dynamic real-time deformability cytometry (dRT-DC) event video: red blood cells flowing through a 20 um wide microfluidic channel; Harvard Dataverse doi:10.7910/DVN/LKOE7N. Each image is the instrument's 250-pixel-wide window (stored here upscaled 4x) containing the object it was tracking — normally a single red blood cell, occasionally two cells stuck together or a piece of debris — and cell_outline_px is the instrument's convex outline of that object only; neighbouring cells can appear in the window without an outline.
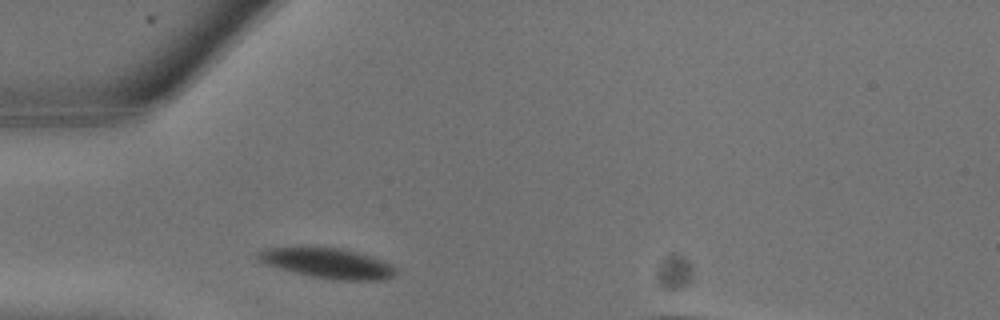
{"species": "common noctule bat (a hibernating species)", "species_latin": "Nyctalus noctula", "temperature_condition": "warm", "stored_images_in_passage": 13, "camera_frame_rate_fps": 3000, "um_per_image_px": 0.085, "animal": {"sex": "male", "body_mass_g": 13.3}, "frame": {"image": 1, "passage_image": 1, "time_ms": 0.0, "image_size_px": [1000, 320], "cell_outline_px": [[400, 272], [396, 276], [384, 280], [332, 280], [312, 276], [264, 264], [256, 260], [256, 252], [268, 248], [340, 248], [356, 252], [384, 260], [396, 264], [400, 268]], "centroid_in_image_um": [27.98, 22.39], "position_along_channel_um": 57.0, "area_um2": 24.39}}
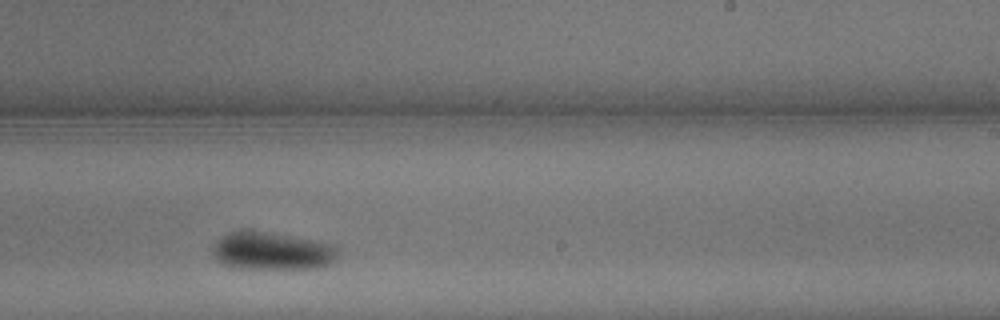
{"frame": {"image": 2, "passage_image": 9, "time_ms": 2.667, "image_size_px": [1000, 320], "cell_outline_px": [[336, 256], [328, 264], [320, 268], [248, 268], [224, 264], [212, 252], [212, 244], [220, 236], [228, 232], [264, 232], [292, 236], [336, 244]], "centroid_in_image_um": [23.13, 21.33], "position_along_channel_um": 265.9, "area_um2": 26.93}}
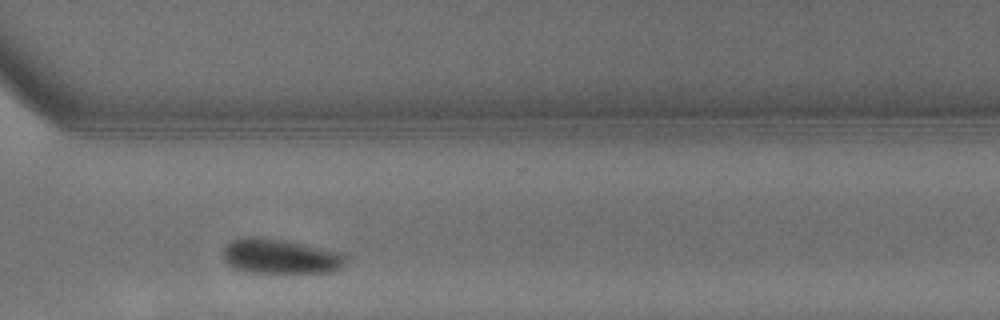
{"frame": {"image": 3, "passage_image": 12, "time_ms": 3.667, "image_size_px": [1000, 320], "cell_outline_px": [[344, 264], [340, 268], [332, 272], [252, 272], [236, 268], [228, 264], [224, 260], [224, 248], [232, 240], [248, 236], [260, 236], [340, 252], [344, 256]], "centroid_in_image_um": [23.79, 21.79], "position_along_channel_um": 346.8, "area_um2": 24.22}}